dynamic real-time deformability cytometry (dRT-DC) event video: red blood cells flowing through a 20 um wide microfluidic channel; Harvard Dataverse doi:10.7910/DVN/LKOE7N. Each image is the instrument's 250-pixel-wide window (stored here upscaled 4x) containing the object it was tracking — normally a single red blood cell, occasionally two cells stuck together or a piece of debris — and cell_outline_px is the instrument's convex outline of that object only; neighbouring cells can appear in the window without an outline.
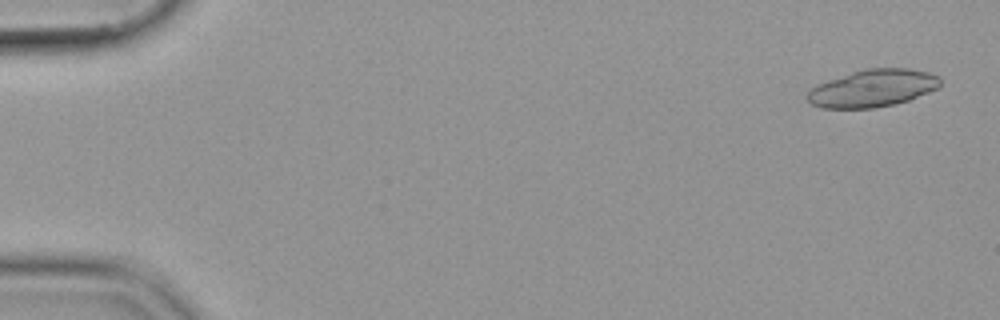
{"species": "common noctule bat (a hibernating species)", "species_latin": "Nyctalus noctula", "temperature_condition": "cold", "stored_images_in_passage": 54, "camera_frame_rate_fps": 3000, "um_per_image_px": 0.085, "animal": {"sex": "female", "body_mass_g": 19.9}, "frame": {"image": 1, "passage_image": 2, "time_ms": 0.333, "image_size_px": [1000, 320], "cell_outline_px": [[940, 88], [908, 100], [896, 104], [872, 108], [820, 108], [804, 100], [804, 96], [816, 84], [864, 68], [908, 68], [928, 72], [940, 76]], "centroid_in_image_um": [74.16, 7.5], "position_along_channel_um": 10.8, "area_um2": 29.25}}